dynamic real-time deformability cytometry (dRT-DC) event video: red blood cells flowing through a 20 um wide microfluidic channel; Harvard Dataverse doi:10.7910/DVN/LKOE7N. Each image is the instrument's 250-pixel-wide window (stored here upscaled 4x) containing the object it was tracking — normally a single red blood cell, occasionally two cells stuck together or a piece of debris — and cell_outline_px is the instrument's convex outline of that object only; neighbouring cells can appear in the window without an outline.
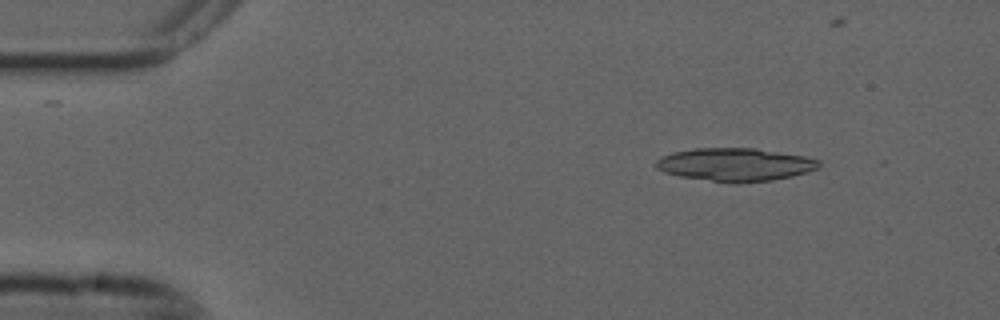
{"species": "common noctule bat (a hibernating species)", "species_latin": "Nyctalus noctula", "temperature_condition": "cold", "stored_images_in_passage": 4, "camera_frame_rate_fps": 3000, "um_per_image_px": 0.085, "animal": {"sex": "male", "forearm_length_mm": 52.5}, "frame": {"image": 1, "passage_image": 1, "time_ms": 0.0, "image_size_px": [1000, 320], "cell_outline_px": [[820, 168], [808, 172], [792, 176], [772, 180], [740, 184], [736, 184], [680, 176], [664, 172], [656, 168], [656, 160], [672, 152], [696, 148], [756, 148], [804, 156], [820, 160]], "centroid_in_image_um": [62.52, 13.99], "position_along_channel_um": 22.5, "area_um2": 31.56}}